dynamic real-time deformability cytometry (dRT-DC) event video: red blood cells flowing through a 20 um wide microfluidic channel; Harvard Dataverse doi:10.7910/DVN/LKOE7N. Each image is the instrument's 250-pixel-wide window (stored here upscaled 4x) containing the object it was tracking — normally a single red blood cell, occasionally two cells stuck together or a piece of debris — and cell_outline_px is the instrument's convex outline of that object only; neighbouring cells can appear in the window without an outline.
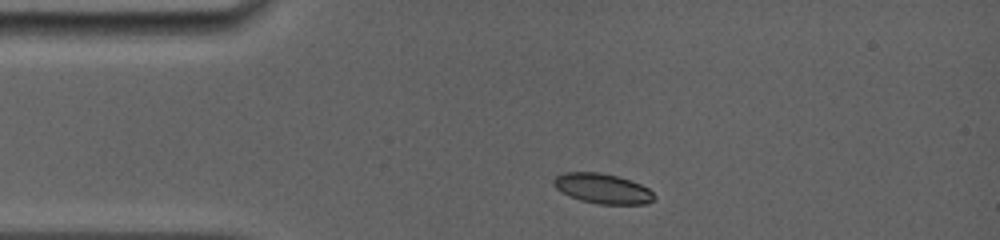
{"species": "common noctule bat (a hibernating species)", "species_latin": "Nyctalus noctula", "temperature_condition": "room temperature", "stored_images_in_passage": 2, "camera_frame_rate_fps": 5000, "um_per_image_px": 0.085, "animal": {"sex": "female", "body_mass_g": 19.0, "forearm_length_mm": 56.7}, "frame": {"image": 1, "passage_image": 1, "time_ms": 0.0, "image_size_px": [1000, 240], "cell_outline_px": [[656, 196], [648, 204], [600, 204], [580, 200], [568, 196], [560, 192], [552, 184], [552, 180], [556, 176], [564, 172], [600, 172], [616, 176], [640, 184], [648, 188]], "centroid_in_image_um": [51.17, 16.03], "position_along_channel_um": 33.8, "area_um2": 17.63}}